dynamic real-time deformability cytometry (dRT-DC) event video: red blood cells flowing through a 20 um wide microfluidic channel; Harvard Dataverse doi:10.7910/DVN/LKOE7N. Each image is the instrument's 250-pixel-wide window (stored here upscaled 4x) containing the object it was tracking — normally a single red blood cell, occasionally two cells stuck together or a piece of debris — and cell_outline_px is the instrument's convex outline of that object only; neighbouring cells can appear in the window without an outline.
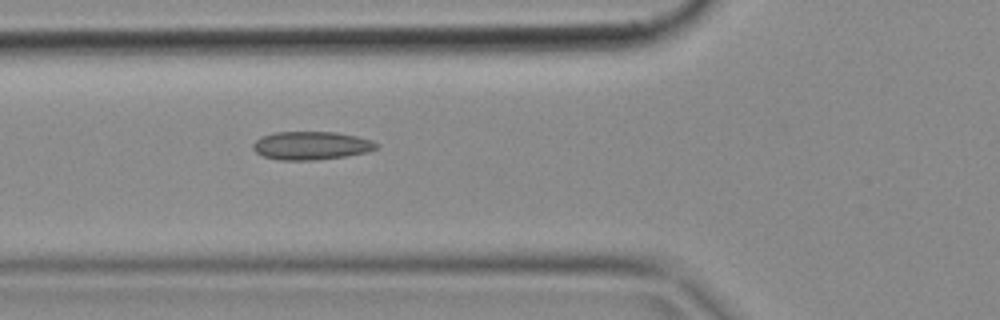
{"species": "common noctule bat (a hibernating species)", "species_latin": "Nyctalus noctula", "temperature_condition": "cold", "stored_images_in_passage": 5, "camera_frame_rate_fps": 3000, "um_per_image_px": 0.085, "animal": {"sex": "female", "body_mass_g": 18.4}, "frame": {"image": 1, "passage_image": 5, "time_ms": 1.333, "image_size_px": [1000, 320], "cell_outline_px": [[380, 144], [376, 148], [368, 152], [344, 156], [312, 160], [280, 160], [264, 156], [256, 152], [252, 148], [252, 144], [256, 140], [264, 136], [276, 132], [336, 132], [356, 136], [372, 140]], "centroid_in_image_um": [26.47, 12.37], "position_along_channel_um": 99.3, "area_um2": 20.17}}